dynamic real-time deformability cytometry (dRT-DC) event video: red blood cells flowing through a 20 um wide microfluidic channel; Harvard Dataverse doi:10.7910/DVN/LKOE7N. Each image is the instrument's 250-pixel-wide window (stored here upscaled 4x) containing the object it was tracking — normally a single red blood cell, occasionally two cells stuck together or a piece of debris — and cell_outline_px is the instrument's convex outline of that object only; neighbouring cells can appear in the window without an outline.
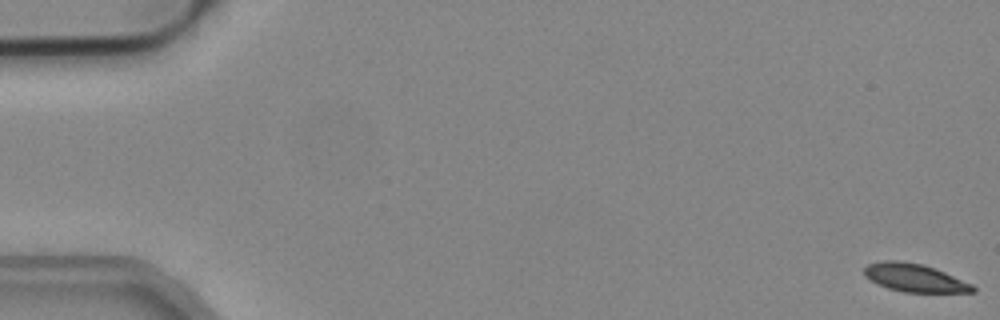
{"species": "common noctule bat (a hibernating species)", "species_latin": "Nyctalus noctula", "temperature_condition": "cold", "stored_images_in_passage": 21, "camera_frame_rate_fps": 3000, "um_per_image_px": 0.085, "animal": {"sex": "male", "body_mass_g": 19.2, "forearm_length_mm": 51.8}, "frame": {"image": 1, "passage_image": 1, "time_ms": 0.0, "image_size_px": [1000, 320], "cell_outline_px": [[976, 292], [904, 292], [888, 288], [864, 276], [864, 268], [868, 264], [884, 260], [900, 260], [924, 264], [944, 272], [972, 284], [976, 288]], "centroid_in_image_um": [77.74, 23.6], "position_along_channel_um": 7.3, "area_um2": 17.63}}
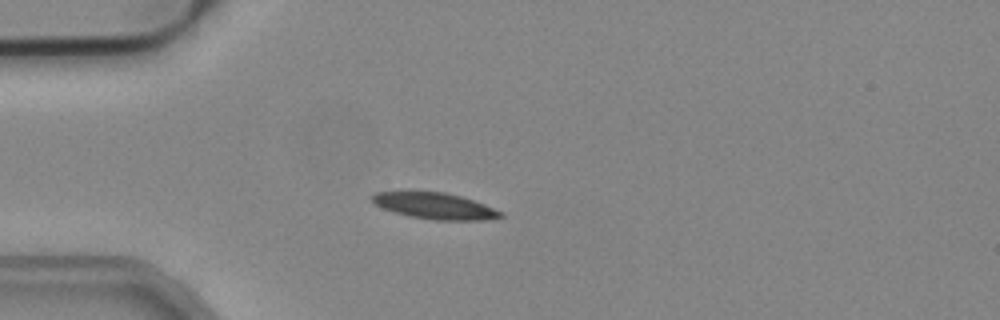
{"frame": {"image": 2, "passage_image": 15, "time_ms": 4.667, "image_size_px": [1000, 320], "cell_outline_px": [[504, 216], [484, 220], [436, 220], [412, 216], [396, 212], [384, 208], [376, 204], [368, 196], [376, 192], [444, 192], [460, 196], [484, 204], [504, 212]], "centroid_in_image_um": [36.99, 17.5], "position_along_channel_um": 48.0, "area_um2": 19.31}}